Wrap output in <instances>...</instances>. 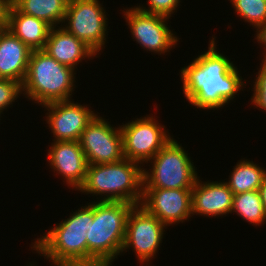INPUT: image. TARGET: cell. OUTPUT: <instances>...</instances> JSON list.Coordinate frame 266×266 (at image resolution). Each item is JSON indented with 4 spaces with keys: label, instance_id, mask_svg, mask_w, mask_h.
<instances>
[{
    "label": "cell",
    "instance_id": "1",
    "mask_svg": "<svg viewBox=\"0 0 266 266\" xmlns=\"http://www.w3.org/2000/svg\"><path fill=\"white\" fill-rule=\"evenodd\" d=\"M215 38L209 41L208 51L180 70L186 100L203 110L223 108L247 86L233 62L217 50Z\"/></svg>",
    "mask_w": 266,
    "mask_h": 266
},
{
    "label": "cell",
    "instance_id": "2",
    "mask_svg": "<svg viewBox=\"0 0 266 266\" xmlns=\"http://www.w3.org/2000/svg\"><path fill=\"white\" fill-rule=\"evenodd\" d=\"M80 208L35 239L31 250L49 259L53 266H87L86 231L94 219V202Z\"/></svg>",
    "mask_w": 266,
    "mask_h": 266
},
{
    "label": "cell",
    "instance_id": "3",
    "mask_svg": "<svg viewBox=\"0 0 266 266\" xmlns=\"http://www.w3.org/2000/svg\"><path fill=\"white\" fill-rule=\"evenodd\" d=\"M133 204L94 201V219L87 232V266H112L123 249L127 217Z\"/></svg>",
    "mask_w": 266,
    "mask_h": 266
},
{
    "label": "cell",
    "instance_id": "4",
    "mask_svg": "<svg viewBox=\"0 0 266 266\" xmlns=\"http://www.w3.org/2000/svg\"><path fill=\"white\" fill-rule=\"evenodd\" d=\"M141 167L139 163L127 158L114 163L90 164L85 181L78 191L96 197L100 195V201L139 205L143 196L144 168Z\"/></svg>",
    "mask_w": 266,
    "mask_h": 266
},
{
    "label": "cell",
    "instance_id": "5",
    "mask_svg": "<svg viewBox=\"0 0 266 266\" xmlns=\"http://www.w3.org/2000/svg\"><path fill=\"white\" fill-rule=\"evenodd\" d=\"M76 71L60 64L44 50H32L22 93L41 106L72 99Z\"/></svg>",
    "mask_w": 266,
    "mask_h": 266
},
{
    "label": "cell",
    "instance_id": "6",
    "mask_svg": "<svg viewBox=\"0 0 266 266\" xmlns=\"http://www.w3.org/2000/svg\"><path fill=\"white\" fill-rule=\"evenodd\" d=\"M174 138L148 162L143 169V188L192 189L198 178L189 154ZM147 170V171H146Z\"/></svg>",
    "mask_w": 266,
    "mask_h": 266
},
{
    "label": "cell",
    "instance_id": "7",
    "mask_svg": "<svg viewBox=\"0 0 266 266\" xmlns=\"http://www.w3.org/2000/svg\"><path fill=\"white\" fill-rule=\"evenodd\" d=\"M99 0H69L62 26L96 54L103 48L109 29L106 11Z\"/></svg>",
    "mask_w": 266,
    "mask_h": 266
},
{
    "label": "cell",
    "instance_id": "8",
    "mask_svg": "<svg viewBox=\"0 0 266 266\" xmlns=\"http://www.w3.org/2000/svg\"><path fill=\"white\" fill-rule=\"evenodd\" d=\"M123 136V155L140 165L148 164L173 137L153 115L136 118L120 125ZM168 133V134H167Z\"/></svg>",
    "mask_w": 266,
    "mask_h": 266
},
{
    "label": "cell",
    "instance_id": "9",
    "mask_svg": "<svg viewBox=\"0 0 266 266\" xmlns=\"http://www.w3.org/2000/svg\"><path fill=\"white\" fill-rule=\"evenodd\" d=\"M167 227L143 206L134 205L128 214L123 252L133 248L140 263L154 259Z\"/></svg>",
    "mask_w": 266,
    "mask_h": 266
},
{
    "label": "cell",
    "instance_id": "10",
    "mask_svg": "<svg viewBox=\"0 0 266 266\" xmlns=\"http://www.w3.org/2000/svg\"><path fill=\"white\" fill-rule=\"evenodd\" d=\"M125 10V11H124ZM124 17L133 41H136L143 49L157 54L170 52L179 42L177 36L169 29L168 17L146 13L135 6L124 9Z\"/></svg>",
    "mask_w": 266,
    "mask_h": 266
},
{
    "label": "cell",
    "instance_id": "11",
    "mask_svg": "<svg viewBox=\"0 0 266 266\" xmlns=\"http://www.w3.org/2000/svg\"><path fill=\"white\" fill-rule=\"evenodd\" d=\"M109 123L97 114L81 133L79 144L88 165L114 163L124 158L121 128Z\"/></svg>",
    "mask_w": 266,
    "mask_h": 266
},
{
    "label": "cell",
    "instance_id": "12",
    "mask_svg": "<svg viewBox=\"0 0 266 266\" xmlns=\"http://www.w3.org/2000/svg\"><path fill=\"white\" fill-rule=\"evenodd\" d=\"M166 227L192 217V189L143 188L141 201Z\"/></svg>",
    "mask_w": 266,
    "mask_h": 266
},
{
    "label": "cell",
    "instance_id": "13",
    "mask_svg": "<svg viewBox=\"0 0 266 266\" xmlns=\"http://www.w3.org/2000/svg\"><path fill=\"white\" fill-rule=\"evenodd\" d=\"M45 107L46 122L53 134V141H79L86 126L99 114L86 105L74 103L73 99L52 102Z\"/></svg>",
    "mask_w": 266,
    "mask_h": 266
},
{
    "label": "cell",
    "instance_id": "14",
    "mask_svg": "<svg viewBox=\"0 0 266 266\" xmlns=\"http://www.w3.org/2000/svg\"><path fill=\"white\" fill-rule=\"evenodd\" d=\"M48 149V164L53 172L62 175L67 186L79 190L87 172V159L79 141H54Z\"/></svg>",
    "mask_w": 266,
    "mask_h": 266
},
{
    "label": "cell",
    "instance_id": "15",
    "mask_svg": "<svg viewBox=\"0 0 266 266\" xmlns=\"http://www.w3.org/2000/svg\"><path fill=\"white\" fill-rule=\"evenodd\" d=\"M197 178L192 188V216L222 217L231 213L233 192L225 181H201Z\"/></svg>",
    "mask_w": 266,
    "mask_h": 266
},
{
    "label": "cell",
    "instance_id": "16",
    "mask_svg": "<svg viewBox=\"0 0 266 266\" xmlns=\"http://www.w3.org/2000/svg\"><path fill=\"white\" fill-rule=\"evenodd\" d=\"M32 50L9 29L0 30V78L23 84Z\"/></svg>",
    "mask_w": 266,
    "mask_h": 266
},
{
    "label": "cell",
    "instance_id": "17",
    "mask_svg": "<svg viewBox=\"0 0 266 266\" xmlns=\"http://www.w3.org/2000/svg\"><path fill=\"white\" fill-rule=\"evenodd\" d=\"M43 50L60 64L74 70L85 58L97 57V54L89 46L67 32L62 26L51 28Z\"/></svg>",
    "mask_w": 266,
    "mask_h": 266
},
{
    "label": "cell",
    "instance_id": "18",
    "mask_svg": "<svg viewBox=\"0 0 266 266\" xmlns=\"http://www.w3.org/2000/svg\"><path fill=\"white\" fill-rule=\"evenodd\" d=\"M52 26L44 20L22 13L13 3L9 10L7 29L31 50H43Z\"/></svg>",
    "mask_w": 266,
    "mask_h": 266
},
{
    "label": "cell",
    "instance_id": "19",
    "mask_svg": "<svg viewBox=\"0 0 266 266\" xmlns=\"http://www.w3.org/2000/svg\"><path fill=\"white\" fill-rule=\"evenodd\" d=\"M22 12L44 20L52 27L63 24L69 0H12Z\"/></svg>",
    "mask_w": 266,
    "mask_h": 266
},
{
    "label": "cell",
    "instance_id": "20",
    "mask_svg": "<svg viewBox=\"0 0 266 266\" xmlns=\"http://www.w3.org/2000/svg\"><path fill=\"white\" fill-rule=\"evenodd\" d=\"M248 159L236 163L226 184L233 194L256 191L266 177V169Z\"/></svg>",
    "mask_w": 266,
    "mask_h": 266
},
{
    "label": "cell",
    "instance_id": "21",
    "mask_svg": "<svg viewBox=\"0 0 266 266\" xmlns=\"http://www.w3.org/2000/svg\"><path fill=\"white\" fill-rule=\"evenodd\" d=\"M235 212L252 225L261 226L266 222V213L258 190L235 194L231 213Z\"/></svg>",
    "mask_w": 266,
    "mask_h": 266
},
{
    "label": "cell",
    "instance_id": "22",
    "mask_svg": "<svg viewBox=\"0 0 266 266\" xmlns=\"http://www.w3.org/2000/svg\"><path fill=\"white\" fill-rule=\"evenodd\" d=\"M235 13L254 28L266 23V0H230Z\"/></svg>",
    "mask_w": 266,
    "mask_h": 266
},
{
    "label": "cell",
    "instance_id": "23",
    "mask_svg": "<svg viewBox=\"0 0 266 266\" xmlns=\"http://www.w3.org/2000/svg\"><path fill=\"white\" fill-rule=\"evenodd\" d=\"M22 94V84L16 80L0 78V113L9 108Z\"/></svg>",
    "mask_w": 266,
    "mask_h": 266
},
{
    "label": "cell",
    "instance_id": "24",
    "mask_svg": "<svg viewBox=\"0 0 266 266\" xmlns=\"http://www.w3.org/2000/svg\"><path fill=\"white\" fill-rule=\"evenodd\" d=\"M259 67L252 86L254 93L251 96V104L266 112V62L262 61Z\"/></svg>",
    "mask_w": 266,
    "mask_h": 266
},
{
    "label": "cell",
    "instance_id": "25",
    "mask_svg": "<svg viewBox=\"0 0 266 266\" xmlns=\"http://www.w3.org/2000/svg\"><path fill=\"white\" fill-rule=\"evenodd\" d=\"M148 1V8L142 6H135L139 10L156 14L162 15L164 17L170 18L172 14L178 9L177 7L180 5V0H147Z\"/></svg>",
    "mask_w": 266,
    "mask_h": 266
},
{
    "label": "cell",
    "instance_id": "26",
    "mask_svg": "<svg viewBox=\"0 0 266 266\" xmlns=\"http://www.w3.org/2000/svg\"><path fill=\"white\" fill-rule=\"evenodd\" d=\"M12 0H0V30L7 28Z\"/></svg>",
    "mask_w": 266,
    "mask_h": 266
},
{
    "label": "cell",
    "instance_id": "27",
    "mask_svg": "<svg viewBox=\"0 0 266 266\" xmlns=\"http://www.w3.org/2000/svg\"><path fill=\"white\" fill-rule=\"evenodd\" d=\"M256 37L258 43H260V47H264L263 59L261 61L266 62V23L259 26L256 29Z\"/></svg>",
    "mask_w": 266,
    "mask_h": 266
},
{
    "label": "cell",
    "instance_id": "28",
    "mask_svg": "<svg viewBox=\"0 0 266 266\" xmlns=\"http://www.w3.org/2000/svg\"><path fill=\"white\" fill-rule=\"evenodd\" d=\"M261 201L263 203L264 211L266 213V177L263 180V183L258 189Z\"/></svg>",
    "mask_w": 266,
    "mask_h": 266
}]
</instances>
